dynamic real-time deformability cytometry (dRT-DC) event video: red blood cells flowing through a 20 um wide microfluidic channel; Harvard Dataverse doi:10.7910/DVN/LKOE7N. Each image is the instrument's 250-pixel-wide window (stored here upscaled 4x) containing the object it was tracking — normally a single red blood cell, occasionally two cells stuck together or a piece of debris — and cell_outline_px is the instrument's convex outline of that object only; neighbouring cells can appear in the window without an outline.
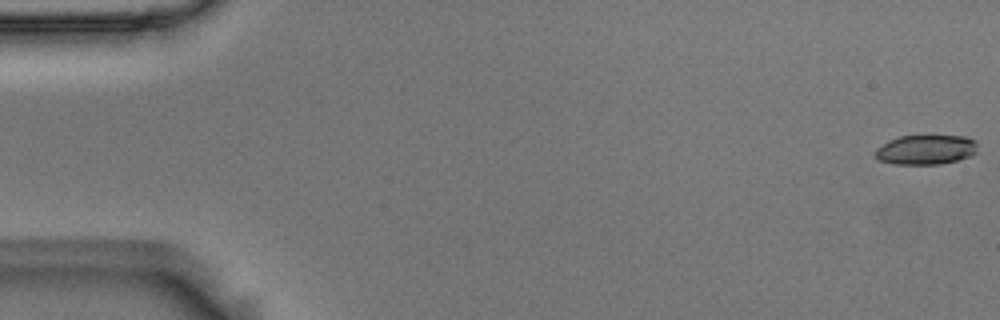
{"species": "Egyptian fruit bat (a non-hibernating species)", "species_latin": "Rousettus aegyptiacus", "temperature_condition": "room temperature", "stored_images_in_passage": 5, "camera_frame_rate_fps": 3000, "um_per_image_px": 0.085, "animal": {"sex": "male"}, "frame": {"image": 1, "passage_image": 1, "time_ms": 0.0, "image_size_px": [1000, 320], "cell_outline_px": [[976, 152], [972, 156], [940, 164], [896, 164], [880, 160], [872, 156], [872, 152], [876, 148], [900, 136], [968, 136], [976, 140]], "centroid_in_image_um": [78.7, 12.73], "position_along_channel_um": 6.3, "area_um2": 17.69}}